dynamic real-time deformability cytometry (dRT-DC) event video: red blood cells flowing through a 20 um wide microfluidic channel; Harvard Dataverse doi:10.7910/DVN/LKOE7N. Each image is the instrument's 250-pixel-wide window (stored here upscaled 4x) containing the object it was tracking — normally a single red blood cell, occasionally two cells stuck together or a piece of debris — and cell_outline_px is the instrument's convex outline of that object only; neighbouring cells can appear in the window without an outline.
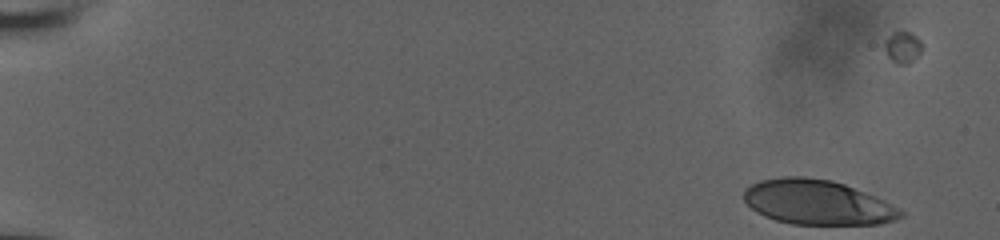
{"species": "human", "species_latin": "Homo sapiens", "temperature_condition": "room temperature", "stored_images_in_passage": 47, "camera_frame_rate_fps": 3000, "um_per_image_px": 0.085, "donor": {"sex": "male"}, "frame": {"image": 1, "passage_image": 4, "time_ms": 1.0, "image_size_px": [1000, 240], "cell_outline_px": [[904, 216], [896, 220], [880, 224], [792, 224], [776, 220], [764, 216], [756, 212], [744, 200], [744, 188], [760, 180], [784, 176], [804, 176], [832, 180], [844, 184], [876, 196], [900, 208], [904, 212]], "centroid_in_image_um": [69.5, 17.19], "position_along_channel_um": 15.5, "area_um2": 41.1}}
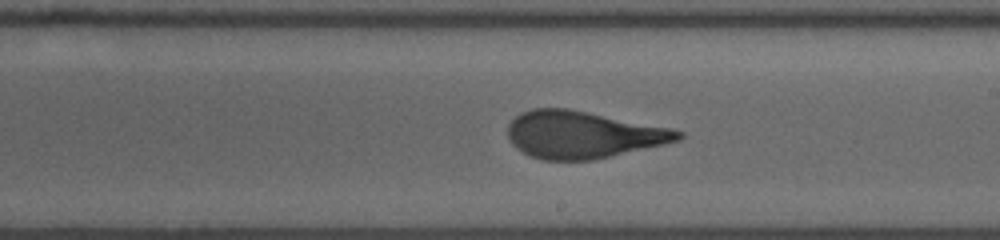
{"frame": {"image": 2, "passage_image": 35, "time_ms": 11.333, "image_size_px": [1000, 240], "cell_outline_px": [[684, 136], [680, 140], [664, 144], [592, 160], [544, 160], [532, 156], [516, 148], [508, 140], [508, 124], [520, 112], [532, 108], [568, 108], [672, 128], [684, 132]], "centroid_in_image_um": [49.53, 11.43], "position_along_channel_um": 239.5, "area_um2": 46.76}}
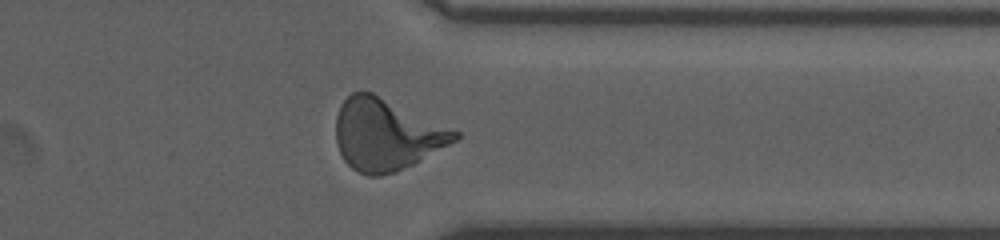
{"frame": {"image": 3, "passage_image": 46, "time_ms": 15.0, "image_size_px": [1000, 240], "cell_outline_px": [[460, 136], [456, 140], [412, 164], [396, 172], [380, 176], [368, 176], [352, 168], [344, 160], [336, 144], [336, 116], [340, 104], [352, 92], [372, 92], [460, 132]], "centroid_in_image_um": [32.8, 11.44], "position_along_channel_um": 378.6, "area_um2": 49.07}}